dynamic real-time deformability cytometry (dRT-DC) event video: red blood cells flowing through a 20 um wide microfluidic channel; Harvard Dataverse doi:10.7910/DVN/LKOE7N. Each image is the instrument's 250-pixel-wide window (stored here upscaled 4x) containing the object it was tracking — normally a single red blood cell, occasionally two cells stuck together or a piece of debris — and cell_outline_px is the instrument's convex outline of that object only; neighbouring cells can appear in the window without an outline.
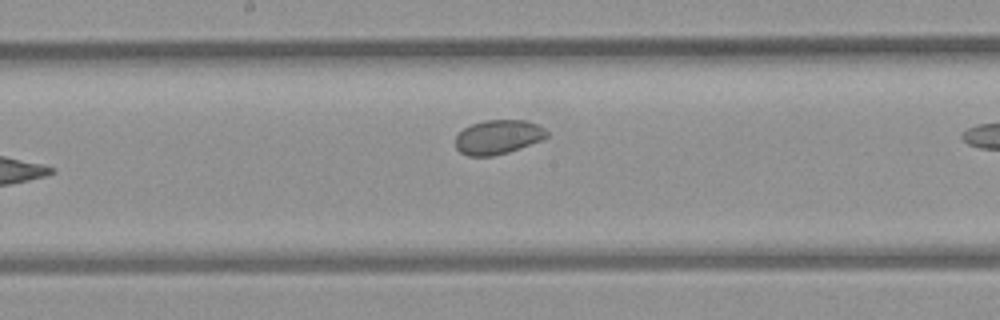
{"species": "common noctule bat (a hibernating species)", "species_latin": "Nyctalus noctula", "temperature_condition": "room temperature", "stored_images_in_passage": 8, "camera_frame_rate_fps": 3000, "um_per_image_px": 0.085, "animal": {"sex": "female", "body_mass_g": 21.9}, "frame": {"image": 1, "passage_image": 7, "time_ms": 8.0, "image_size_px": [1000, 320], "cell_outline_px": [[548, 136], [540, 140], [508, 152], [492, 156], [468, 156], [460, 152], [456, 148], [456, 136], [464, 128], [472, 124], [484, 120], [528, 120], [544, 128], [548, 132]], "centroid_in_image_um": [42.32, 11.64], "position_along_channel_um": 205.9, "area_um2": 18.09}}